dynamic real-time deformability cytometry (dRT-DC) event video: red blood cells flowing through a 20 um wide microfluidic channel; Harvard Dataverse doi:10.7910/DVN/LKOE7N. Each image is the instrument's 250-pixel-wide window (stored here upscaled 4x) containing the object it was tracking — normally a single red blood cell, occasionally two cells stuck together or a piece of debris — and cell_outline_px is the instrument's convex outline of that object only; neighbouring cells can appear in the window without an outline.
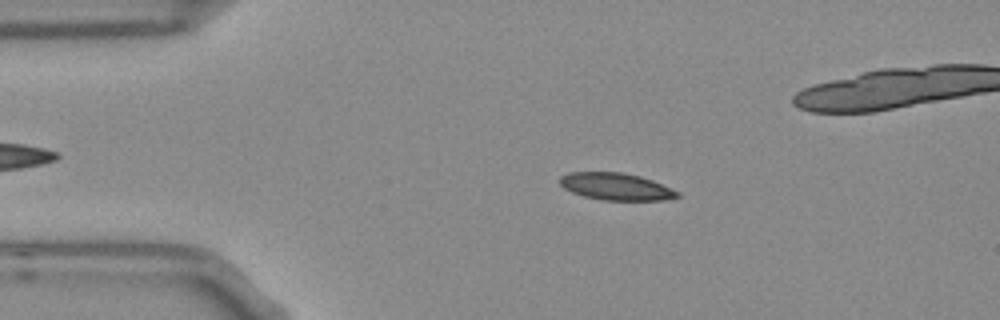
{"species": "Egyptian fruit bat (a non-hibernating species)", "species_latin": "Rousettus aegyptiacus", "temperature_condition": "room temperature", "stored_images_in_passage": 54, "camera_frame_rate_fps": 3000, "um_per_image_px": 0.085, "frame": {"image": 1, "passage_image": 10, "time_ms": 3.0, "image_size_px": [1000, 320], "cell_outline_px": [[680, 196], [660, 200], [604, 200], [584, 196], [572, 192], [564, 188], [560, 184], [560, 176], [568, 172], [624, 172], [640, 176], [652, 180], [680, 192]], "centroid_in_image_um": [52.34, 15.85], "position_along_channel_um": 32.7, "area_um2": 18.5}}
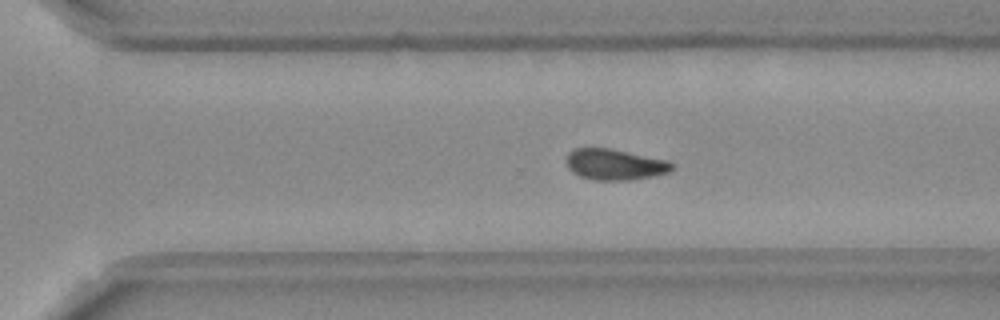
{"frame": {"image": 2, "passage_image": 36, "time_ms": 11.667, "image_size_px": [1000, 320], "cell_outline_px": [[672, 168], [668, 172], [652, 176], [628, 180], [596, 180], [580, 176], [572, 172], [568, 168], [564, 160], [568, 152], [576, 148], [608, 148], [668, 160], [672, 164]], "centroid_in_image_um": [52.19, 13.97], "position_along_channel_um": 318.4, "area_um2": 18.96}}
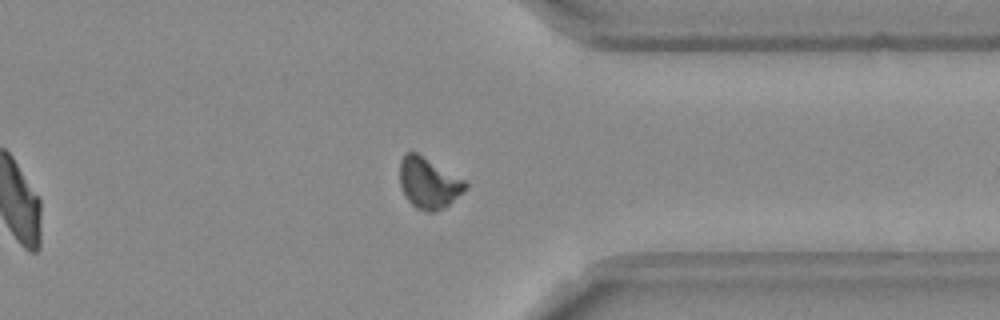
{"frame": {"image": 3, "passage_image": 41, "time_ms": 13.333, "image_size_px": [1000, 320], "cell_outline_px": [[468, 188], [464, 192], [444, 208], [432, 212], [428, 212], [416, 208], [408, 200], [400, 184], [400, 160], [408, 152], [416, 152], [464, 180], [468, 184]], "centroid_in_image_um": [36.45, 15.57], "position_along_channel_um": 375.0, "area_um2": 19.19}, "authors_computed_cell_mechanics": {"area_um2": 18.8428, "velocity_mm_per_s": 3.7426, "shape_relaxation_time_tau1_ms": null, "shape_relaxation_time_tau2_ms": 4.7161, "deformation_change_tau1": null, "deformation_change_tau2": 0.1067}}